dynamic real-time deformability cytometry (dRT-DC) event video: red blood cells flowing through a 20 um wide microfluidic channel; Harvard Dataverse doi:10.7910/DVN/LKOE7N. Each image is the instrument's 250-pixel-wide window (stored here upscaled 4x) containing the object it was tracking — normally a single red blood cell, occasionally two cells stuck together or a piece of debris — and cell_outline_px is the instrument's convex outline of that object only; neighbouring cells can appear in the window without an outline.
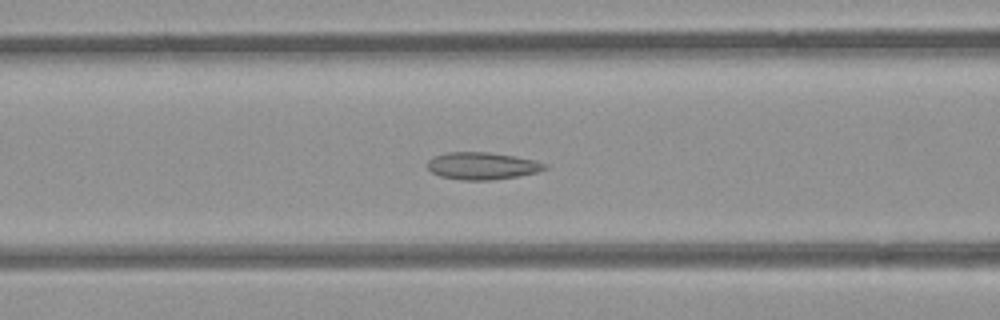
{"species": "common noctule bat (a hibernating species)", "species_latin": "Nyctalus noctula", "temperature_condition": "room temperature", "stored_images_in_passage": 42, "camera_frame_rate_fps": 3000, "um_per_image_px": 0.085, "animal": {"sex": "female", "body_mass_g": 21.9}, "frame": {"image": 1, "passage_image": 14, "time_ms": 4.333, "image_size_px": [1000, 320], "cell_outline_px": [[548, 168], [536, 172], [516, 176], [492, 180], [460, 180], [440, 176], [432, 172], [428, 168], [428, 160], [432, 156], [448, 152], [488, 152], [536, 160], [548, 164]], "centroid_in_image_um": [40.97, 14.09], "position_along_channel_um": 125.6, "area_um2": 18.61}}
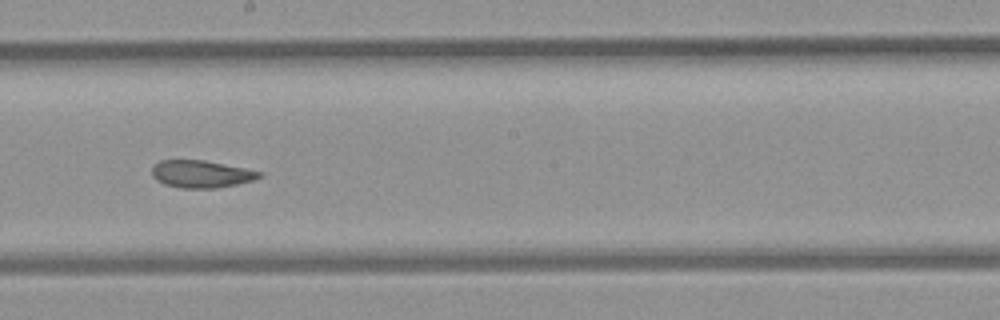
{"frame": {"image": 2, "passage_image": 22, "time_ms": 7.0, "image_size_px": [1000, 320], "cell_outline_px": [[264, 176], [252, 180], [236, 184], [216, 188], [180, 188], [164, 184], [156, 180], [152, 176], [152, 164], [160, 160], [204, 160], [264, 172]], "centroid_in_image_um": [17.08, 14.79], "position_along_channel_um": 231.1, "area_um2": 17.22}}
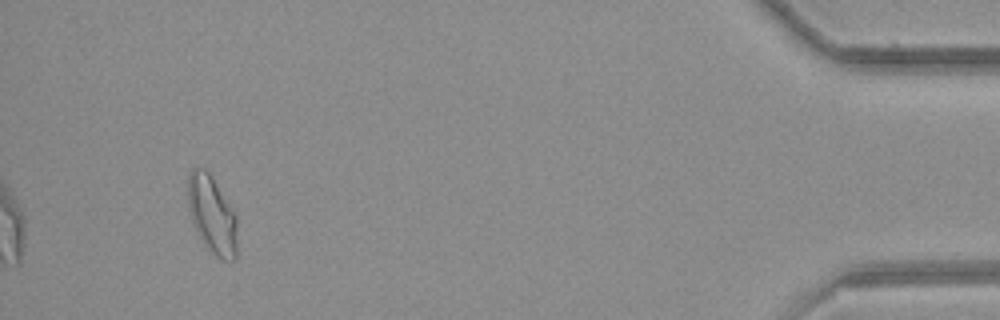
{"frame": {"image": 3, "passage_image": 42, "time_ms": 13.667, "image_size_px": [1000, 320], "cell_outline_px": [[236, 256], [232, 260], [224, 260], [216, 256], [208, 248], [196, 232], [188, 212], [188, 172], [192, 168], [204, 168], [212, 176], [236, 216]], "centroid_in_image_um": [17.99, 18.23], "position_along_channel_um": 417.2, "area_um2": 22.2}, "authors_computed_cell_mechanics": {"area_um2": 18.9873, "velocity_mm_per_s": 3.9541, "shape_relaxation_time_tau1_ms": null, "shape_relaxation_time_tau2_ms": 2.0212, "deformation_change_tau1": null, "deformation_change_tau2": 0.081}}